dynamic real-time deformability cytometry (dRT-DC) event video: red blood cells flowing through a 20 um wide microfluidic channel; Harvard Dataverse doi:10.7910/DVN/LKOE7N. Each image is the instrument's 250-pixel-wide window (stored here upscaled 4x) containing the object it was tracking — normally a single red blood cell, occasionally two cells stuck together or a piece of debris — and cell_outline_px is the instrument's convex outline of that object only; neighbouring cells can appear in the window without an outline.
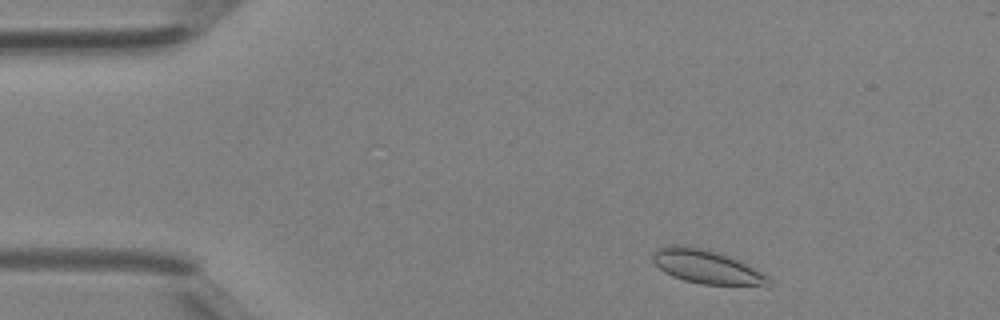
{"species": "Egyptian fruit bat (a non-hibernating species)", "species_latin": "Rousettus aegyptiacus", "temperature_condition": "room temperature", "stored_images_in_passage": 39, "camera_frame_rate_fps": 3000, "um_per_image_px": 0.085, "animal": {"sex": "female"}, "frame": {"image": 1, "passage_image": 3, "time_ms": 0.667, "image_size_px": [1000, 320], "cell_outline_px": [[772, 284], [768, 288], [764, 288], [700, 284], [684, 280], [672, 276], [664, 272], [652, 260], [652, 252], [656, 248], [672, 244], [676, 244], [700, 248], [720, 252], [756, 268], [764, 272], [772, 280]], "centroid_in_image_um": [60.18, 22.72], "position_along_channel_um": 24.8, "area_um2": 23.76}}
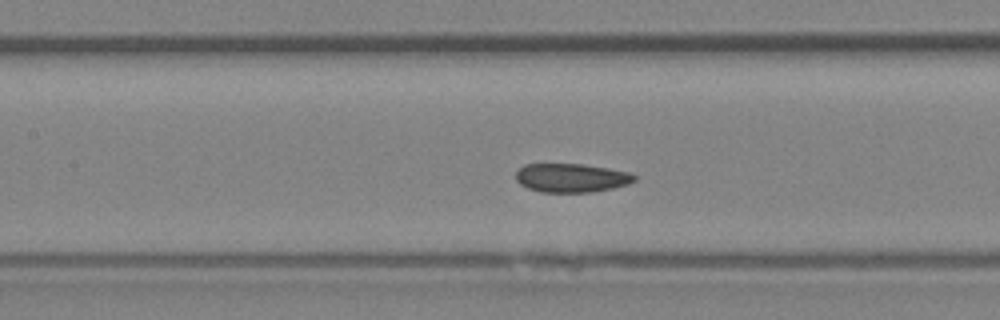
{"frame": {"image": 2, "passage_image": 16, "time_ms": 5.0, "image_size_px": [1000, 320], "cell_outline_px": [[636, 180], [628, 184], [612, 188], [592, 192], [540, 192], [528, 188], [520, 184], [516, 180], [516, 172], [524, 164], [580, 164], [608, 168], [632, 172], [636, 176]], "centroid_in_image_um": [48.58, 15.12], "position_along_channel_um": 158.8, "area_um2": 19.94}}
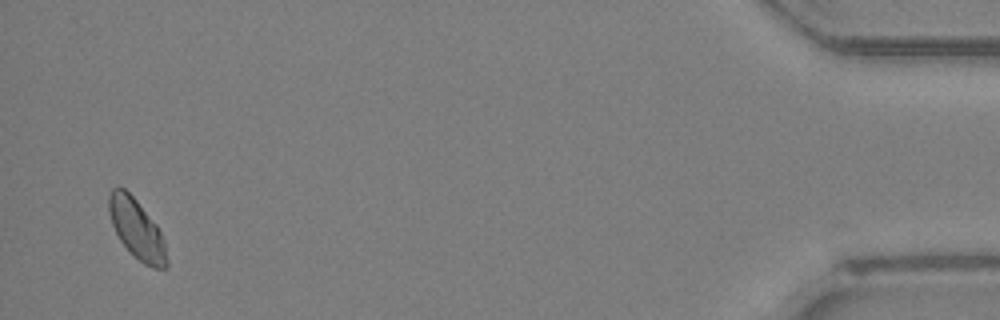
{"frame": {"image": 3, "passage_image": 38, "time_ms": 12.333, "image_size_px": [1000, 320], "cell_outline_px": [[168, 268], [152, 268], [144, 264], [120, 240], [112, 224], [108, 208], [108, 192], [112, 188], [124, 188], [136, 200], [156, 224], [164, 240], [168, 260]], "centroid_in_image_um": [11.63, 19.47], "position_along_channel_um": 423.6, "area_um2": 19.83}}